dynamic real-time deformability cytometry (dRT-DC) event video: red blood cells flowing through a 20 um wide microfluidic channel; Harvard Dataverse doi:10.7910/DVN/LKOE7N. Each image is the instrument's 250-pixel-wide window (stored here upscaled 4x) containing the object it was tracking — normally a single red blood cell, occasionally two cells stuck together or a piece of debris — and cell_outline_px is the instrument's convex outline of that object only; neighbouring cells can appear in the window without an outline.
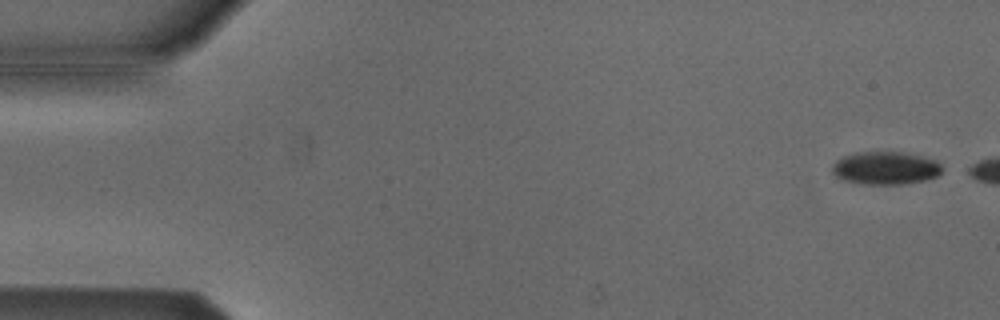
{"species": "Egyptian fruit bat (a non-hibernating species)", "species_latin": "Rousettus aegyptiacus", "temperature_condition": "cold", "stored_images_in_passage": 7, "camera_frame_rate_fps": 3000, "um_per_image_px": 0.085, "animal": {"sex": "male"}, "frame": {"image": 1, "passage_image": 2, "time_ms": 0.333, "image_size_px": [1000, 320], "cell_outline_px": [[944, 168], [936, 176], [924, 180], [900, 184], [864, 184], [844, 180], [836, 176], [832, 172], [832, 164], [836, 160], [844, 156], [856, 152], [900, 152], [920, 156], [936, 160]], "centroid_in_image_um": [75.25, 14.28], "position_along_channel_um": 9.8, "area_um2": 20.92}}